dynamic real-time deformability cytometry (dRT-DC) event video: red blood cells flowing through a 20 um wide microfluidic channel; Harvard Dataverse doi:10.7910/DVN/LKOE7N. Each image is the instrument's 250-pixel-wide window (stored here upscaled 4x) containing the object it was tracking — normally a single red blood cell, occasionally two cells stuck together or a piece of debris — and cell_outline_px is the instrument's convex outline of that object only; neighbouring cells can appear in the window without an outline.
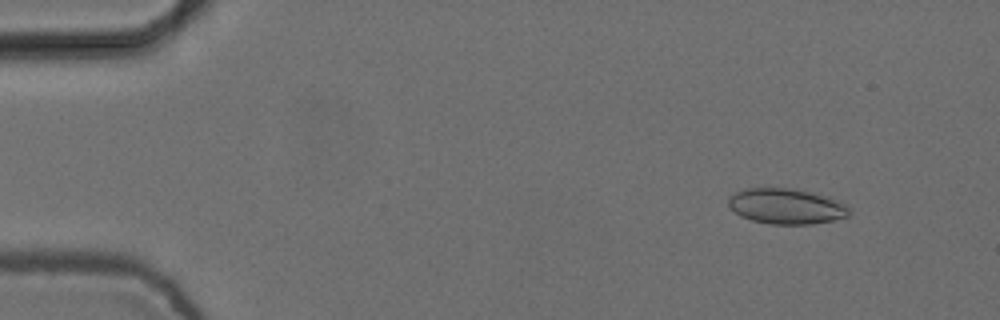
{"species": "common noctule bat (a hibernating species)", "species_latin": "Nyctalus noctula", "temperature_condition": "cold", "stored_images_in_passage": 5, "camera_frame_rate_fps": 3000, "um_per_image_px": 0.085, "animal": {"sex": "female", "body_mass_g": 24.6, "forearm_length_mm": 56.2}, "frame": {"image": 1, "passage_image": 2, "time_ms": 0.333, "image_size_px": [1000, 320], "cell_outline_px": [[852, 212], [848, 216], [832, 220], [812, 224], [768, 224], [752, 220], [740, 216], [728, 204], [728, 196], [744, 188], [788, 188], [812, 192], [828, 196], [844, 204]], "centroid_in_image_um": [66.82, 17.53], "position_along_channel_um": 18.2, "area_um2": 24.97}}